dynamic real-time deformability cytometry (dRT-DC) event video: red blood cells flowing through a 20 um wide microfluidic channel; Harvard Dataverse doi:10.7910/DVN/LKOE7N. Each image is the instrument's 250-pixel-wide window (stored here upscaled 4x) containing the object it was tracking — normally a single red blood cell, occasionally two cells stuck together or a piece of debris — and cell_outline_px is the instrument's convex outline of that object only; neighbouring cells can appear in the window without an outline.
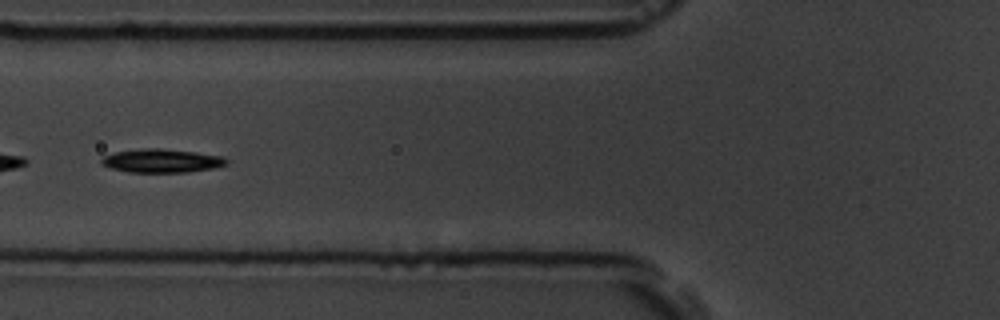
{"species": "common noctule bat (a hibernating species)", "species_latin": "Nyctalus noctula", "temperature_condition": "room temperature", "stored_images_in_passage": 42, "camera_frame_rate_fps": 3000, "um_per_image_px": 0.085, "animal": {"sex": "male", "body_mass_g": 19.5, "forearm_length_mm": 54.6}, "frame": {"image": 1, "passage_image": 7, "time_ms": 2.0, "image_size_px": [1000, 320], "cell_outline_px": [[228, 164], [212, 168], [188, 172], [128, 172], [112, 168], [100, 164], [100, 160], [104, 156], [116, 152], [144, 148], [160, 148], [196, 152], [224, 156], [228, 160]], "centroid_in_image_um": [13.76, 13.66], "position_along_channel_um": 112.0, "area_um2": 17.17}}
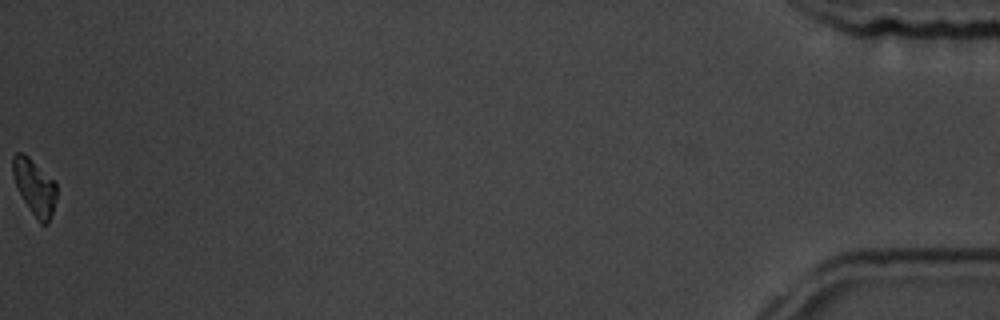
{"frame": {"image": 2, "passage_image": 42, "time_ms": 13.667, "image_size_px": [1000, 320], "cell_outline_px": [[56, 200], [48, 224], [40, 224], [24, 200], [12, 176], [12, 156], [16, 152], [20, 152], [28, 156], [56, 184]], "centroid_in_image_um": [2.92, 15.89], "position_along_channel_um": 432.3, "area_um2": 13.87}, "authors_computed_cell_mechanics": {"area_um2": 15.895, "velocity_mm_per_s": 3.6177, "shape_relaxation_time_tau1_ms": 1.8393, "shape_relaxation_time_tau2_ms": null, "deformation_change_tau1": 0.1075, "deformation_change_tau2": null}}